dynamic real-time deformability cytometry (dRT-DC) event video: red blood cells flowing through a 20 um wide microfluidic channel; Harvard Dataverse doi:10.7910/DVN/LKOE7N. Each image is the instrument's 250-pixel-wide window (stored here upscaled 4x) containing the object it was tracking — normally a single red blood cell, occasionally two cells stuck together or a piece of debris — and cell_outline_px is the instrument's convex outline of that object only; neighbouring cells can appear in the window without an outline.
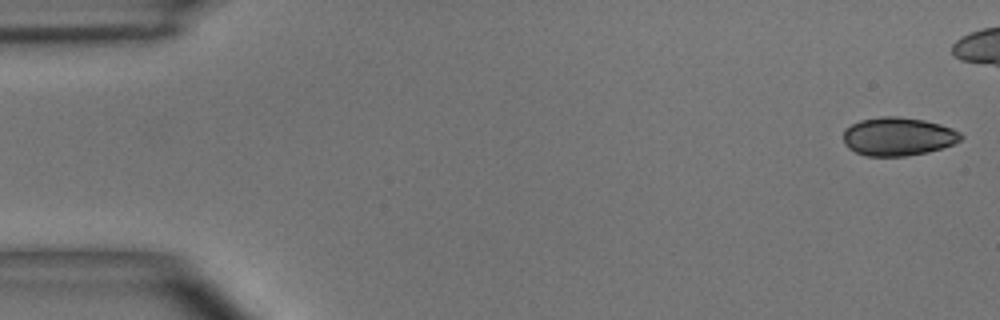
{"species": "common noctule bat (a hibernating species)", "species_latin": "Nyctalus noctula", "temperature_condition": "room temperature", "stored_images_in_passage": 10, "camera_frame_rate_fps": 3000, "um_per_image_px": 0.085, "animal": {"sex": "male", "body_mass_g": 15.6}, "frame": {"image": 1, "passage_image": 1, "time_ms": 0.0, "image_size_px": [1000, 320], "cell_outline_px": [[964, 136], [960, 140], [952, 144], [928, 152], [904, 156], [868, 156], [856, 152], [848, 148], [844, 144], [844, 128], [860, 120], [880, 116], [896, 116], [924, 120], [940, 124], [952, 128], [960, 132]], "centroid_in_image_um": [76.32, 11.59], "position_along_channel_um": 8.7, "area_um2": 26.3}}